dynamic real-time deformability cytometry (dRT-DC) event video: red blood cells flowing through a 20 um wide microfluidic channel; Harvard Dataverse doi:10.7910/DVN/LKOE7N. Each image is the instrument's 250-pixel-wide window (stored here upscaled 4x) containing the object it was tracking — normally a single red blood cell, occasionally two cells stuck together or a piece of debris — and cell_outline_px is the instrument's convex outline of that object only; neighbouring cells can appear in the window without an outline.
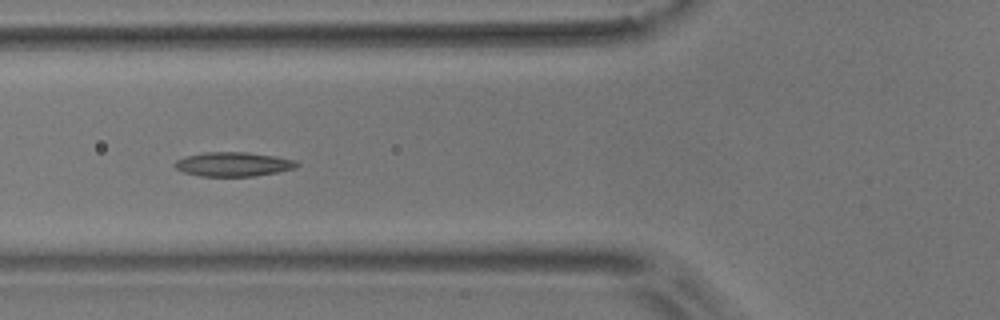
{"species": "common noctule bat (a hibernating species)", "species_latin": "Nyctalus noctula", "temperature_condition": "room temperature", "stored_images_in_passage": 7, "camera_frame_rate_fps": 3000, "um_per_image_px": 0.085, "animal": {"sex": "male", "body_mass_g": 17.9}, "frame": {"image": 1, "passage_image": 6, "time_ms": 6.0, "image_size_px": [1000, 320], "cell_outline_px": [[300, 164], [296, 168], [276, 172], [252, 176], [200, 176], [184, 172], [176, 168], [172, 164], [176, 160], [184, 156], [204, 152], [248, 152], [296, 160]], "centroid_in_image_um": [19.8, 13.95], "position_along_channel_um": 106.0, "area_um2": 17.22}}
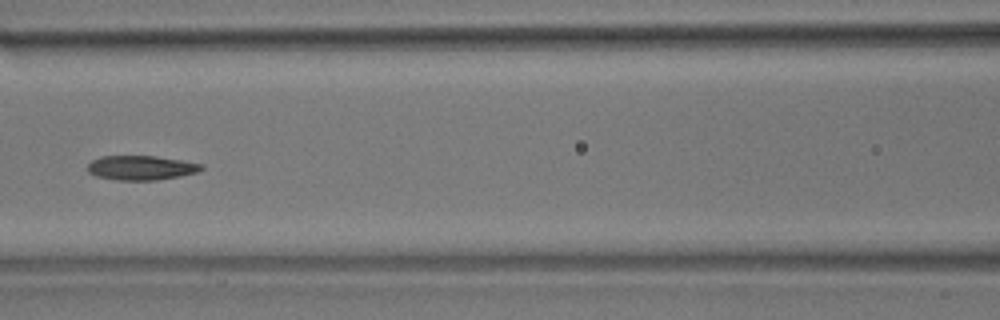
{"frame": {"image": 2, "passage_image": 7, "time_ms": 7.333, "image_size_px": [1000, 320], "cell_outline_px": [[204, 168], [196, 172], [180, 176], [156, 180], [116, 180], [96, 176], [88, 172], [88, 164], [92, 160], [100, 156], [156, 156], [204, 164]], "centroid_in_image_um": [11.98, 14.26], "position_along_channel_um": 154.6, "area_um2": 16.18}}